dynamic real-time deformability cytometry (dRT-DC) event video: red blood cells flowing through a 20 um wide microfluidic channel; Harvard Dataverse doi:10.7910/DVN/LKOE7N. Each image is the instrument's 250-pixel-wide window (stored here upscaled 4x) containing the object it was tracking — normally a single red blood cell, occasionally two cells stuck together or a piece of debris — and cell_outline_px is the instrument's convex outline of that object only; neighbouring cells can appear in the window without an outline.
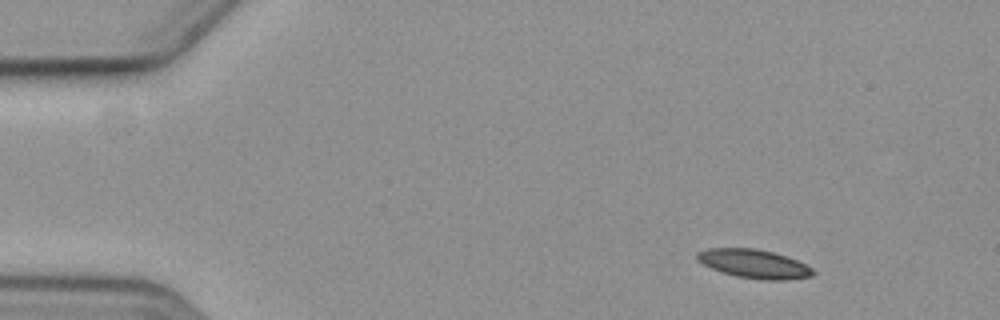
{"species": "common noctule bat (a hibernating species)", "species_latin": "Nyctalus noctula", "temperature_condition": "cold", "stored_images_in_passage": 6, "camera_frame_rate_fps": 3000, "um_per_image_px": 0.085, "animal": {"sex": "female", "body_mass_g": 19.3, "forearm_length_mm": 54.1}, "frame": {"image": 1, "passage_image": 2, "time_ms": 1.0, "image_size_px": [1000, 320], "cell_outline_px": [[816, 272], [812, 276], [788, 280], [764, 280], [736, 276], [712, 268], [696, 260], [696, 252], [708, 248], [756, 248], [776, 252], [796, 260], [812, 268]], "centroid_in_image_um": [64.1, 22.41], "position_along_channel_um": 20.9, "area_um2": 19.48}}
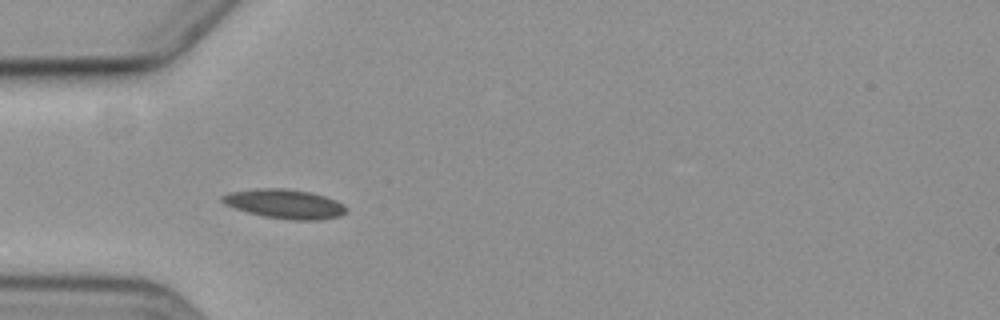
{"frame": {"image": 2, "passage_image": 5, "time_ms": 4.667, "image_size_px": [1000, 320], "cell_outline_px": [[348, 212], [340, 216], [320, 220], [292, 220], [264, 216], [248, 212], [224, 204], [220, 200], [220, 196], [228, 192], [260, 188], [284, 188], [308, 192], [324, 196], [336, 200], [344, 204], [348, 208]], "centroid_in_image_um": [24.22, 17.33], "position_along_channel_um": 60.8, "area_um2": 21.21}}
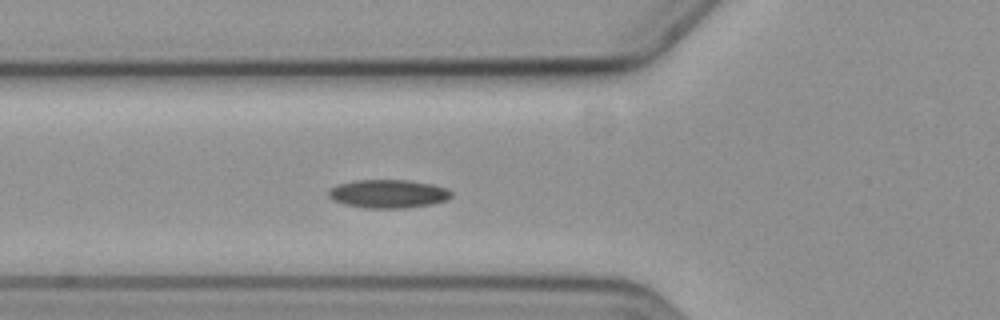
{"frame": {"image": 3, "passage_image": 6, "time_ms": 5.667, "image_size_px": [1000, 320], "cell_outline_px": [[452, 196], [448, 200], [432, 204], [408, 208], [368, 208], [344, 204], [332, 200], [328, 196], [328, 188], [336, 184], [356, 180], [408, 180], [432, 184], [448, 188], [452, 192]], "centroid_in_image_um": [33.0, 16.47], "position_along_channel_um": 92.8, "area_um2": 20.63}}